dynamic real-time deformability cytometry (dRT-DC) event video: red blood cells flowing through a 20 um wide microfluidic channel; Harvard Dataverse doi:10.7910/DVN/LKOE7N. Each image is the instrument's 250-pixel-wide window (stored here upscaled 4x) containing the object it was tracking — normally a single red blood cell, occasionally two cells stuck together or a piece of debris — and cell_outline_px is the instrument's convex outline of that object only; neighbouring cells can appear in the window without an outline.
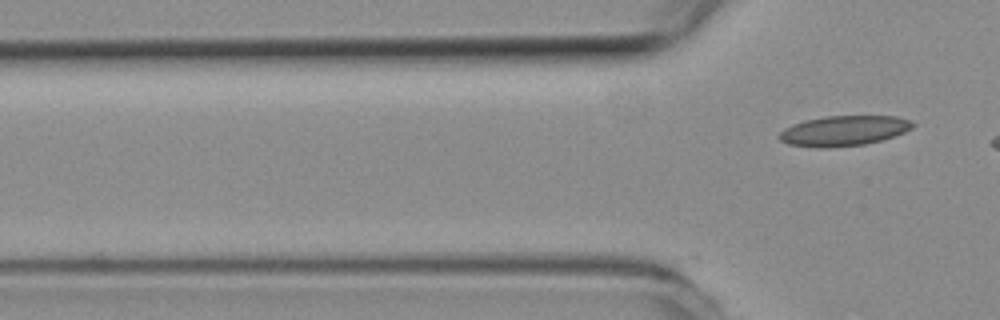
{"species": "common noctule bat (a hibernating species)", "species_latin": "Nyctalus noctula", "temperature_condition": "room temperature", "stored_images_in_passage": 2, "camera_frame_rate_fps": 3000, "um_per_image_px": 0.085, "animal": {"sex": "female", "body_mass_g": 19.3, "forearm_length_mm": 54.1}, "frame": {"image": 1, "passage_image": 2, "time_ms": 0.333, "image_size_px": [1000, 320], "cell_outline_px": [[916, 124], [912, 128], [904, 132], [880, 140], [864, 144], [828, 148], [816, 148], [788, 144], [780, 140], [776, 136], [784, 128], [792, 124], [804, 120], [824, 116], [896, 116], [912, 120]], "centroid_in_image_um": [71.69, 11.11], "position_along_channel_um": 54.1, "area_um2": 23.64}}